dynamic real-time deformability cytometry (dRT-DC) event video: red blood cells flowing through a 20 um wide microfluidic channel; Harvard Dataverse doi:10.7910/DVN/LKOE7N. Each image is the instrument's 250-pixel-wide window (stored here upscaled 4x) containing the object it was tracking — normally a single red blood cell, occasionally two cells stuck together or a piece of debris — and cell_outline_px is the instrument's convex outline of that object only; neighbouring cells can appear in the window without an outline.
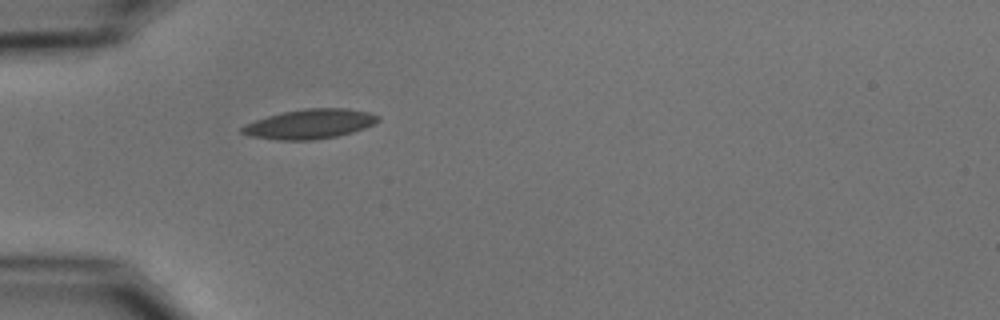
{"species": "common noctule bat (a hibernating species)", "species_latin": "Nyctalus noctula", "temperature_condition": "cold", "stored_images_in_passage": 9, "camera_frame_rate_fps": 3000, "um_per_image_px": 0.085, "animal": {"sex": "male", "body_mass_g": 15.6}, "frame": {"image": 1, "passage_image": 1, "time_ms": 0.0, "image_size_px": [1000, 320], "cell_outline_px": [[380, 120], [376, 124], [352, 132], [336, 136], [312, 140], [276, 140], [252, 136], [240, 132], [240, 128], [256, 120], [268, 116], [284, 112], [304, 108], [348, 108], [368, 112], [380, 116]], "centroid_in_image_um": [26.38, 10.53], "position_along_channel_um": 58.6, "area_um2": 23.35}}
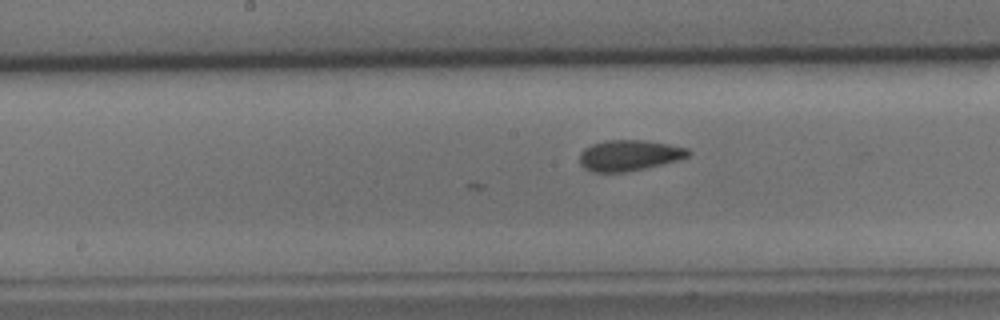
{"frame": {"image": 2, "passage_image": 9, "time_ms": 2.667, "image_size_px": [1000, 320], "cell_outline_px": [[692, 152], [688, 156], [680, 160], [644, 168], [624, 172], [592, 172], [584, 168], [580, 164], [580, 152], [584, 148], [592, 144], [604, 140], [644, 140], [668, 144], [688, 148]], "centroid_in_image_um": [53.48, 13.2], "position_along_channel_um": 194.7, "area_um2": 19.59}}